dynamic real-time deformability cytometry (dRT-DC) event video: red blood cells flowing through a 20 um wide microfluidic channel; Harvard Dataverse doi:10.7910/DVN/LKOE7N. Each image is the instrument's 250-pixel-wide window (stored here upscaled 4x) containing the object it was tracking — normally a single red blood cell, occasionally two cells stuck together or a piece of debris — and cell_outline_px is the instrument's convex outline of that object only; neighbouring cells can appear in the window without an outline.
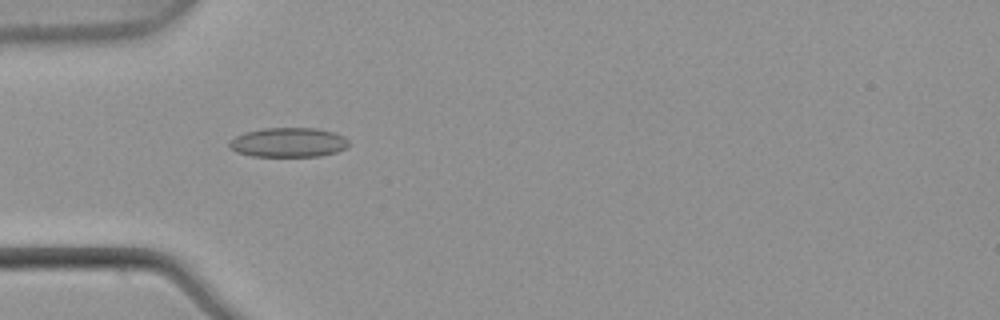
{"species": "common noctule bat (a hibernating species)", "species_latin": "Nyctalus noctula", "temperature_condition": "warm", "stored_images_in_passage": 52, "camera_frame_rate_fps": 3000, "um_per_image_px": 0.085, "animal": {"sex": "male", "body_mass_g": 21.5, "forearm_length_mm": 52.0}, "frame": {"image": 1, "passage_image": 16, "time_ms": 5.0, "image_size_px": [1000, 320], "cell_outline_px": [[348, 144], [344, 148], [336, 152], [320, 156], [252, 156], [236, 152], [228, 144], [236, 136], [244, 132], [264, 128], [316, 128], [332, 132], [344, 136], [348, 140]], "centroid_in_image_um": [24.51, 12.1], "position_along_channel_um": 60.5, "area_um2": 20.35}}
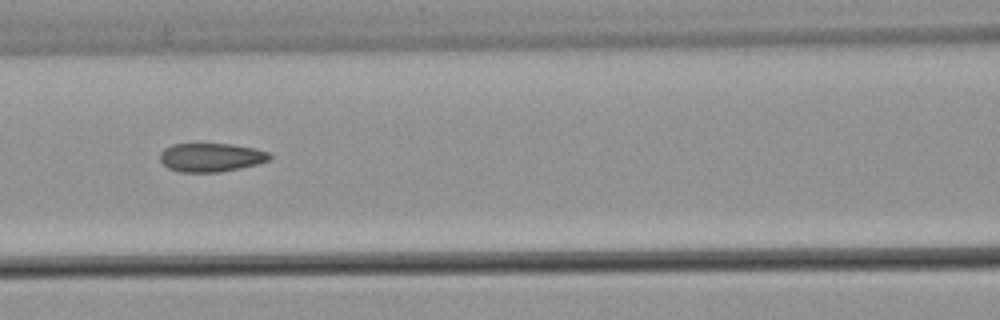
{"frame": {"image": 2, "passage_image": 23, "time_ms": 7.333, "image_size_px": [1000, 320], "cell_outline_px": [[272, 156], [268, 160], [256, 164], [240, 168], [220, 172], [180, 172], [168, 168], [160, 160], [160, 152], [164, 148], [172, 144], [232, 144], [256, 148], [268, 152]], "centroid_in_image_um": [17.92, 13.37], "position_along_channel_um": 148.7, "area_um2": 18.32}, "authors_computed_cell_mechanics": {"area_um2": 18.7561, "velocity_mm_per_s": 3.8869, "shape_relaxation_time_tau1_ms": null, "shape_relaxation_time_tau2_ms": 1.8766, "deformation_change_tau1": null, "deformation_change_tau2": 0.079}}